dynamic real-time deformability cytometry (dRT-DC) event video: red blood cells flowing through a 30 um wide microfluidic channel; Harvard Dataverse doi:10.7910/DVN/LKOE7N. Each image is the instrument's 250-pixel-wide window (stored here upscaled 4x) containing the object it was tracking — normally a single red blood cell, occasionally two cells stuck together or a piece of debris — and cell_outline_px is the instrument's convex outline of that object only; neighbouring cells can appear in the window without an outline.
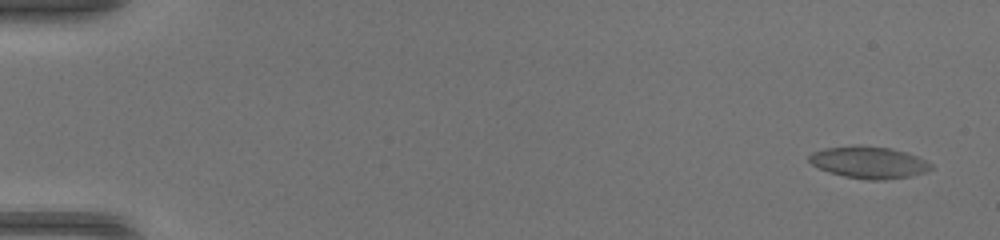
{"species": "common noctule bat (a hibernating species)", "species_latin": "Nyctalus noctula", "temperature_condition": "warm", "stored_images_in_passage": 51, "camera_frame_rate_fps": 3000, "um_per_image_px": 0.085, "animal": {"sex": "female", "body_mass_g": 17.0, "forearm_length_mm": 48.0}, "frame": {"image": 1, "passage_image": 3, "time_ms": 0.667, "image_size_px": [1000, 240], "cell_outline_px": [[932, 168], [924, 172], [908, 176], [884, 180], [868, 180], [844, 176], [828, 172], [812, 164], [808, 160], [808, 156], [812, 152], [824, 148], [892, 148], [916, 156], [932, 164]], "centroid_in_image_um": [73.84, 13.85], "position_along_channel_um": 11.2, "area_um2": 21.68}}
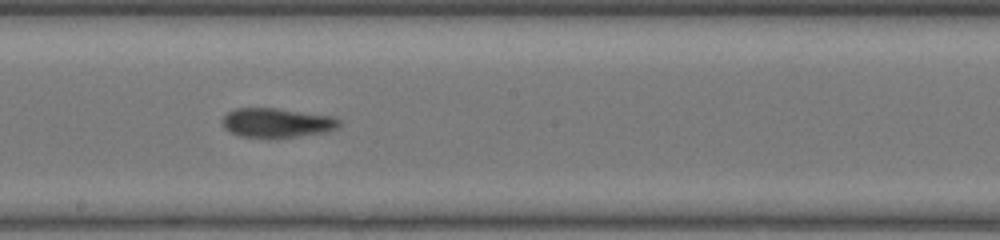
{"frame": {"image": 2, "passage_image": 30, "time_ms": 9.667, "image_size_px": [1000, 240], "cell_outline_px": [[340, 124], [336, 128], [324, 132], [272, 140], [240, 136], [224, 128], [220, 120], [228, 112], [236, 108], [276, 108], [332, 116], [340, 120]], "centroid_in_image_um": [23.48, 10.46], "position_along_channel_um": 224.7, "area_um2": 20.35}}
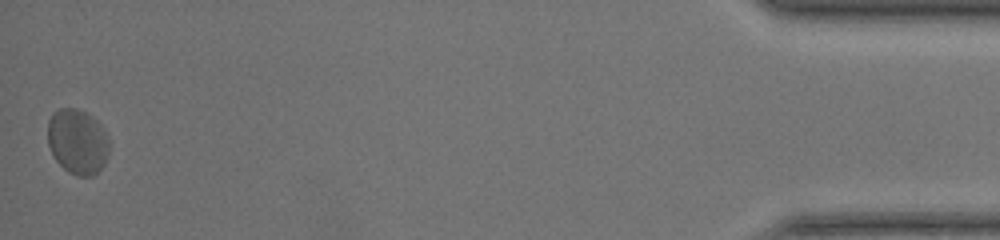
{"frame": {"image": 3, "passage_image": 51, "time_ms": 16.667, "image_size_px": [1000, 240], "cell_outline_px": [[108, 156], [104, 164], [92, 176], [76, 176], [68, 172], [52, 156], [48, 144], [48, 120], [52, 112], [60, 108], [76, 108], [84, 112], [96, 120], [100, 124], [108, 136]], "centroid_in_image_um": [6.57, 12.03], "position_along_channel_um": 428.6, "area_um2": 23.41}, "authors_computed_cell_mechanics": {"area_um2": 20.9236, "velocity_mm_per_s": 4.1767, "shape_relaxation_time_tau1_ms": null, "shape_relaxation_time_tau2_ms": 1.9668, "deformation_change_tau1": null, "deformation_change_tau2": 0.08}}